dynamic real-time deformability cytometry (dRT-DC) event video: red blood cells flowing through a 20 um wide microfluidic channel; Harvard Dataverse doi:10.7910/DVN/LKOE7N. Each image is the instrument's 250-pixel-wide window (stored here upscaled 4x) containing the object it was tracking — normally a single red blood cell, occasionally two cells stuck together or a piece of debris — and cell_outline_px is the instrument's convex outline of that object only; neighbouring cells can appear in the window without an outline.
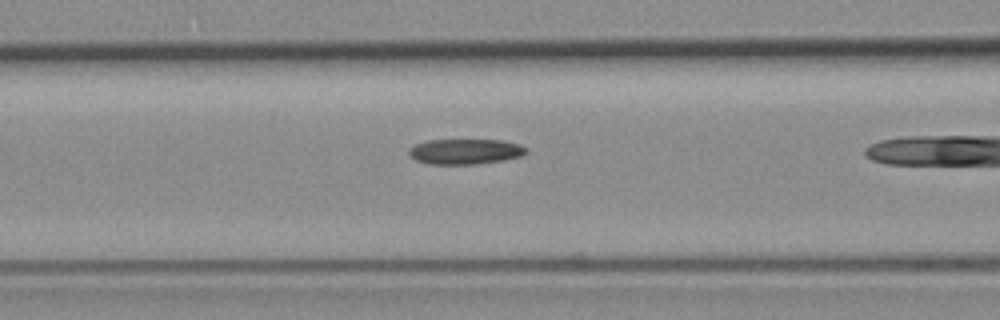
{"species": "common noctule bat (a hibernating species)", "species_latin": "Nyctalus noctula", "temperature_condition": "room temperature", "stored_images_in_passage": 11, "camera_frame_rate_fps": 3000, "um_per_image_px": 0.085, "animal": {"sex": "female", "body_mass_g": 19.3, "forearm_length_mm": 54.1}, "frame": {"image": 1, "passage_image": 7, "time_ms": 2.0, "image_size_px": [1000, 320], "cell_outline_px": [[528, 152], [524, 156], [504, 160], [476, 164], [428, 164], [416, 160], [408, 156], [408, 148], [416, 144], [428, 140], [500, 140], [520, 144], [528, 148]], "centroid_in_image_um": [39.56, 12.88], "position_along_channel_um": 127.0, "area_um2": 17.57}}
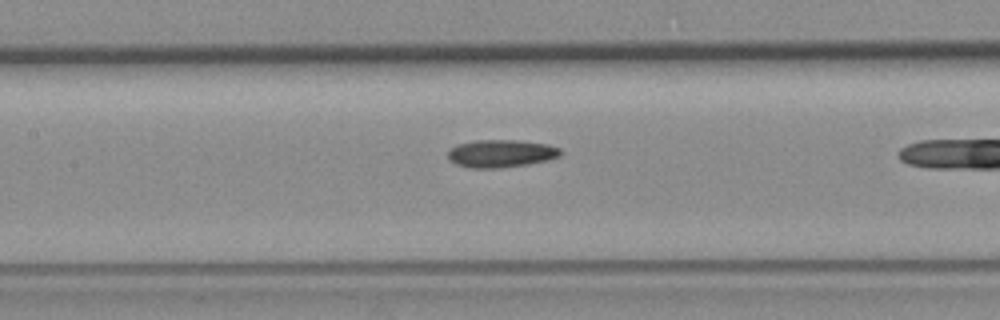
{"frame": {"image": 2, "passage_image": 10, "time_ms": 3.0, "image_size_px": [1000, 320], "cell_outline_px": [[560, 156], [548, 160], [528, 164], [496, 168], [472, 168], [456, 164], [448, 156], [448, 152], [456, 144], [476, 140], [520, 140], [548, 144], [560, 148]], "centroid_in_image_um": [42.6, 13.04], "position_along_channel_um": 164.8, "area_um2": 18.09}}